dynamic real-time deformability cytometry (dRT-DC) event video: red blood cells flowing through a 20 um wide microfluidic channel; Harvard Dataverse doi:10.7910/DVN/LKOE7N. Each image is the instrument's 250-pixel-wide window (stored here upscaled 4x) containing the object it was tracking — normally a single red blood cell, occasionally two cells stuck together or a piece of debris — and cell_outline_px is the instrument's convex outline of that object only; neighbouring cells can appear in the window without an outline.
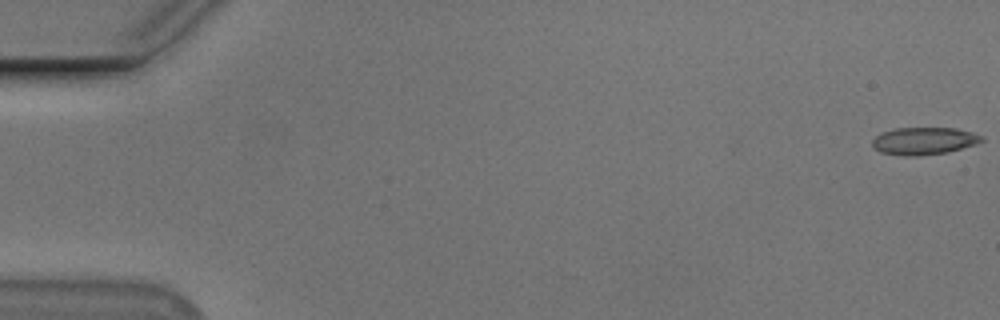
{"species": "Egyptian fruit bat (a non-hibernating species)", "species_latin": "Rousettus aegyptiacus", "temperature_condition": "cold", "stored_images_in_passage": 48, "camera_frame_rate_fps": 3000, "um_per_image_px": 0.085, "animal": {"sex": "male"}, "frame": {"image": 1, "passage_image": 1, "time_ms": 0.0, "image_size_px": [1000, 320], "cell_outline_px": [[984, 140], [976, 144], [948, 152], [920, 156], [904, 156], [880, 152], [872, 148], [872, 140], [876, 136], [892, 128], [956, 128], [972, 132], [984, 136]], "centroid_in_image_um": [78.54, 11.98], "position_along_channel_um": 6.5, "area_um2": 17.63}}
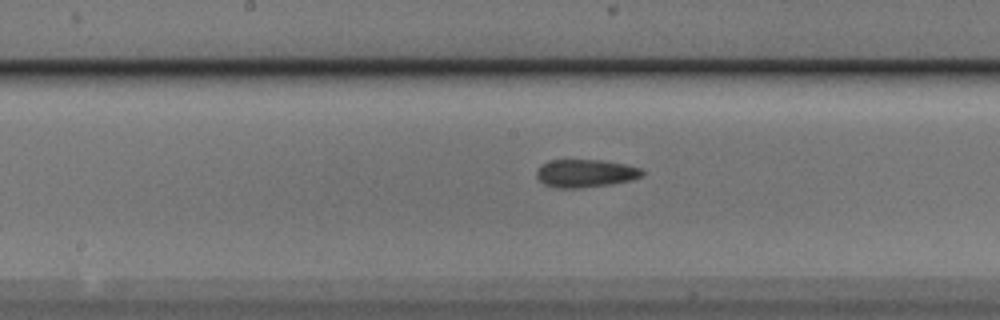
{"frame": {"image": 2, "passage_image": 29, "time_ms": 9.333, "image_size_px": [1000, 320], "cell_outline_px": [[644, 172], [640, 176], [632, 180], [612, 184], [580, 188], [556, 188], [544, 184], [536, 176], [536, 172], [544, 164], [552, 160], [600, 160], [624, 164], [640, 168]], "centroid_in_image_um": [49.77, 14.74], "position_along_channel_um": 198.4, "area_um2": 16.99}}
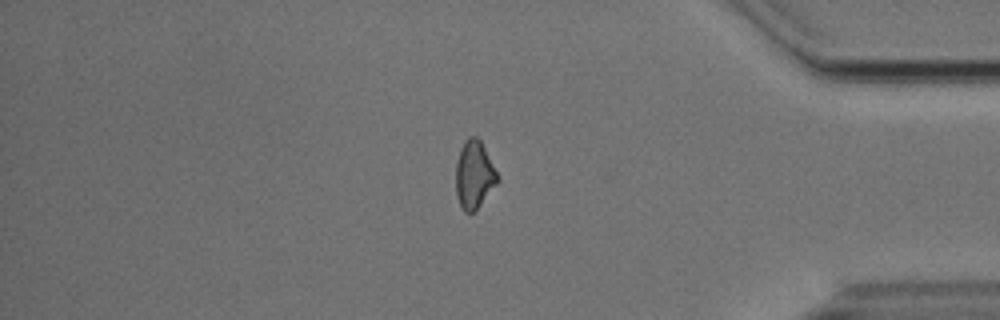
{"frame": {"image": 3, "passage_image": 47, "time_ms": 15.333, "image_size_px": [1000, 320], "cell_outline_px": [[500, 176], [496, 184], [476, 208], [472, 212], [464, 212], [460, 204], [456, 192], [456, 164], [460, 148], [464, 140], [468, 136], [476, 136], [480, 140]], "centroid_in_image_um": [40.3, 14.8], "position_along_channel_um": 394.9, "area_um2": 16.24}}